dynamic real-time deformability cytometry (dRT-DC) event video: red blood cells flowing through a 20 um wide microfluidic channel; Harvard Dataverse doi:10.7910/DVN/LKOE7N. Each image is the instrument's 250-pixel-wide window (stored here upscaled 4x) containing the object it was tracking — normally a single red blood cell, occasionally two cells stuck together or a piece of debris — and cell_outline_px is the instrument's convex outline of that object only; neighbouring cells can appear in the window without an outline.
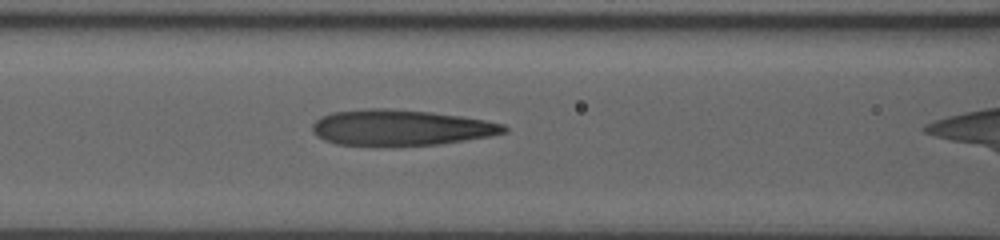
{"species": "human", "species_latin": "Homo sapiens", "temperature_condition": "room temperature", "stored_images_in_passage": 24, "camera_frame_rate_fps": 3000, "um_per_image_px": 0.085, "donor": {"sex": "male"}, "frame": {"image": 1, "passage_image": 14, "time_ms": 4.333, "image_size_px": [1000, 240], "cell_outline_px": [[508, 132], [492, 136], [440, 144], [376, 148], [336, 144], [324, 140], [316, 136], [312, 132], [312, 124], [320, 116], [332, 112], [364, 108], [388, 108], [432, 112], [460, 116], [484, 120], [504, 124], [508, 128]], "centroid_in_image_um": [34.01, 10.88], "position_along_channel_um": 132.6, "area_um2": 41.21}}
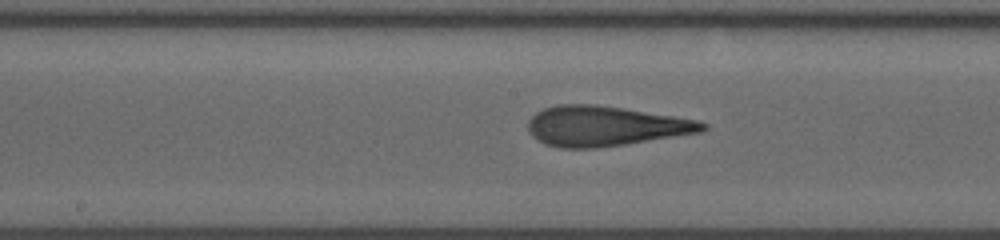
{"frame": {"image": 2, "passage_image": 18, "time_ms": 5.667, "image_size_px": [1000, 240], "cell_outline_px": [[708, 128], [700, 132], [628, 144], [596, 148], [560, 148], [544, 144], [532, 136], [528, 132], [528, 120], [536, 112], [544, 108], [556, 104], [592, 104], [620, 108], [672, 116], [696, 120], [708, 124]], "centroid_in_image_um": [51.39, 10.73], "position_along_channel_um": 196.8, "area_um2": 40.58}}
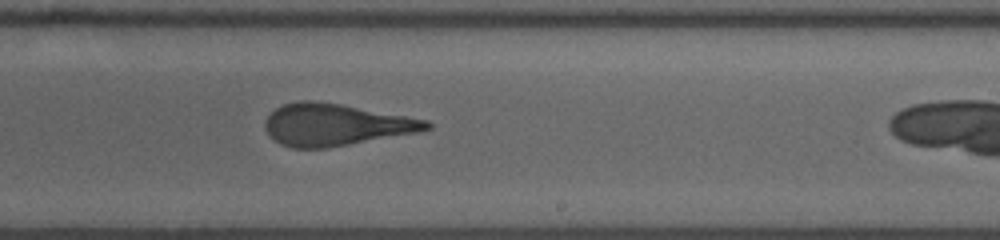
{"frame": {"image": 3, "passage_image": 23, "time_ms": 7.333, "image_size_px": [1000, 240], "cell_outline_px": [[432, 128], [416, 132], [328, 148], [292, 148], [280, 144], [264, 128], [264, 120], [276, 108], [284, 104], [300, 100], [312, 100], [340, 104], [428, 120], [432, 124]], "centroid_in_image_um": [28.5, 10.6], "position_along_channel_um": 260.5, "area_um2": 39.07}}